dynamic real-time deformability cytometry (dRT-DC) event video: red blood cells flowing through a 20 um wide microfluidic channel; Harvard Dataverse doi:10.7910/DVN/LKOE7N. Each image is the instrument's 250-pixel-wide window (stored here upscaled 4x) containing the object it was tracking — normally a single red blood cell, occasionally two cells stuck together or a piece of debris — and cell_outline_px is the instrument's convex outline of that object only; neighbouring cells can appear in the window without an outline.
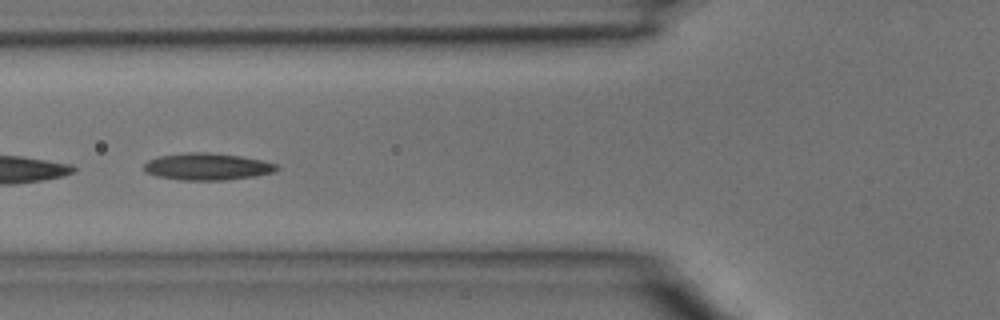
{"species": "common noctule bat (a hibernating species)", "species_latin": "Nyctalus noctula", "temperature_condition": "room temperature", "stored_images_in_passage": 5, "camera_frame_rate_fps": 3000, "um_per_image_px": 0.085, "animal": {"sex": "male", "body_mass_g": 15.6}, "frame": {"image": 1, "passage_image": 4, "time_ms": 1.0, "image_size_px": [1000, 320], "cell_outline_px": [[280, 168], [272, 172], [256, 176], [224, 180], [180, 180], [156, 176], [144, 172], [144, 164], [148, 160], [160, 156], [184, 152], [208, 152], [240, 156], [260, 160], [276, 164]], "centroid_in_image_um": [17.58, 14.16], "position_along_channel_um": 108.2, "area_um2": 20.87}}